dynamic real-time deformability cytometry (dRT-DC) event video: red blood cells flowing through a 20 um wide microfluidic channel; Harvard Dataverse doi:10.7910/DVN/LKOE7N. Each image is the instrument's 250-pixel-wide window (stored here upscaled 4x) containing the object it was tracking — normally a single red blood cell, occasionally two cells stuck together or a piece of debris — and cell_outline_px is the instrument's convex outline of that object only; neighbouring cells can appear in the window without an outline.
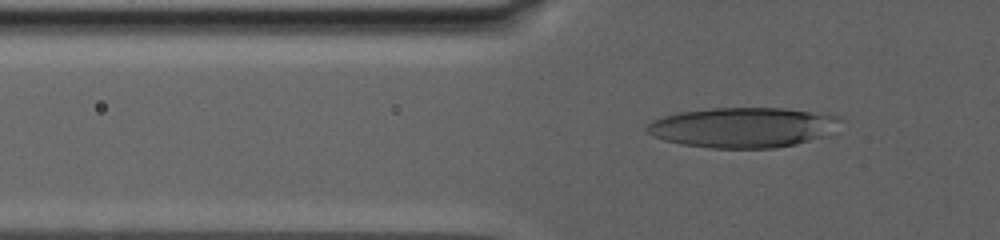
{"species": "human", "species_latin": "Homo sapiens", "temperature_condition": "warm", "stored_images_in_passage": 121, "camera_frame_rate_fps": 3000, "um_per_image_px": 0.085, "donor": {"sex": "male"}, "frame": {"image": 1, "passage_image": 81, "time_ms": 11.0, "image_size_px": [1000, 240], "cell_outline_px": [[844, 120], [820, 136], [796, 144], [772, 148], [712, 148], [680, 144], [664, 140], [652, 136], [644, 128], [652, 120], [676, 112], [712, 108], [784, 108], [840, 116]], "centroid_in_image_um": [63.05, 10.82], "position_along_channel_um": 62.7, "area_um2": 44.91}}
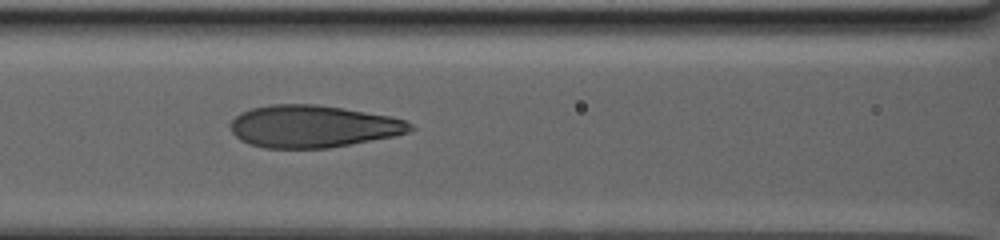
{"frame": {"image": 2, "passage_image": 107, "time_ms": 14.667, "image_size_px": [1000, 240], "cell_outline_px": [[416, 128], [408, 132], [392, 136], [328, 148], [264, 148], [248, 144], [240, 140], [232, 132], [228, 124], [240, 112], [252, 108], [272, 104], [316, 104], [344, 108], [388, 116], [404, 120], [412, 124]], "centroid_in_image_um": [26.55, 10.74], "position_along_channel_um": 140.1, "area_um2": 44.22}}
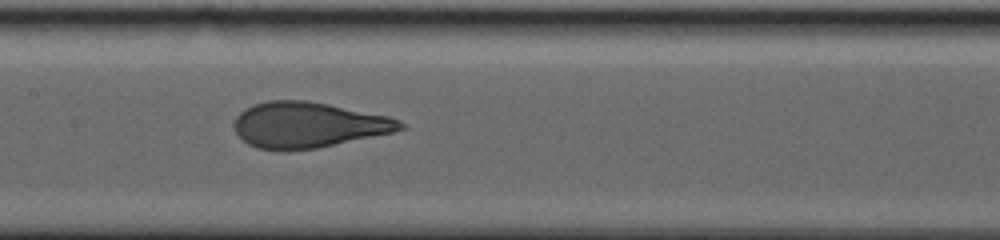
{"frame": {"image": 3, "passage_image": 120, "time_ms": 16.333, "image_size_px": [1000, 240], "cell_outline_px": [[408, 128], [392, 132], [316, 148], [284, 152], [256, 148], [248, 144], [236, 132], [232, 124], [232, 120], [244, 108], [252, 104], [268, 100], [308, 100], [388, 116], [400, 120], [408, 124]], "centroid_in_image_um": [26.15, 10.62], "position_along_channel_um": 181.2, "area_um2": 44.62}}